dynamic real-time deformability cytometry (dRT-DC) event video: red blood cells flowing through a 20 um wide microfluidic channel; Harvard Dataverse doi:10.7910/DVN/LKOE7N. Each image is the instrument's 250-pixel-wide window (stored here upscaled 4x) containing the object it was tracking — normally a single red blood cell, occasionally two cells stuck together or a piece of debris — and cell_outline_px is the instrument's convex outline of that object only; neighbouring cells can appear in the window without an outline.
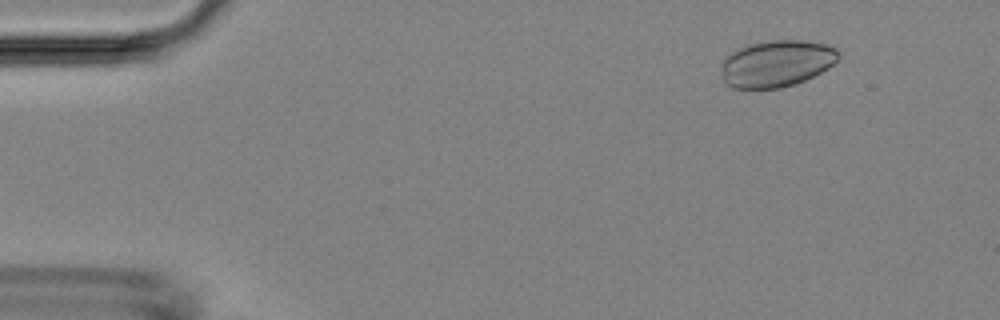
{"species": "Egyptian fruit bat (a non-hibernating species)", "species_latin": "Rousettus aegyptiacus", "temperature_condition": "room temperature", "stored_images_in_passage": 7, "camera_frame_rate_fps": 3000, "um_per_image_px": 0.085, "animal": {"sex": "female"}, "frame": {"image": 1, "passage_image": 2, "time_ms": 1.0, "image_size_px": [1000, 320], "cell_outline_px": [[840, 56], [828, 68], [804, 80], [780, 88], [732, 88], [724, 84], [720, 76], [720, 60], [728, 52], [748, 44], [768, 40], [804, 40], [828, 44], [836, 48], [840, 52]], "centroid_in_image_um": [65.92, 5.38], "position_along_channel_um": 19.1, "area_um2": 32.54}}